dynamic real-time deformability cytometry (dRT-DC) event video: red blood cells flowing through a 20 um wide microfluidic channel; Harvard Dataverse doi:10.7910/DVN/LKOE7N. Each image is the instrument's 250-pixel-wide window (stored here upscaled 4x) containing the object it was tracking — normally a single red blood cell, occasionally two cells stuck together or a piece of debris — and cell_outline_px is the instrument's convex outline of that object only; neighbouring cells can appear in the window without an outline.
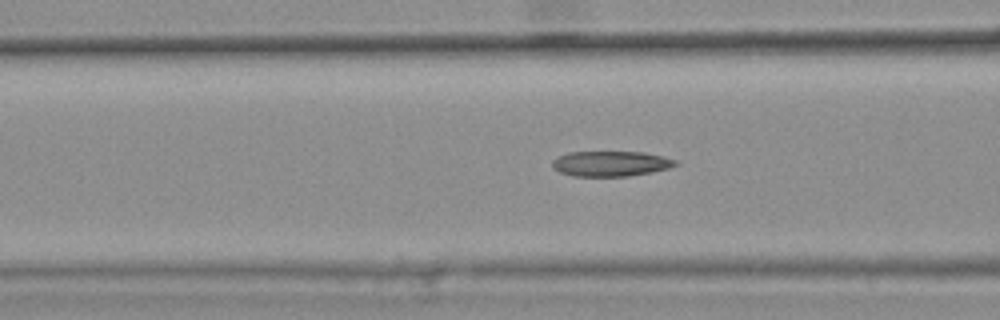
{"species": "common noctule bat (a hibernating species)", "species_latin": "Nyctalus noctula", "temperature_condition": "warm", "stored_images_in_passage": 47, "camera_frame_rate_fps": 3000, "um_per_image_px": 0.085, "animal": {"sex": "female", "body_mass_g": 25.1}, "frame": {"image": 1, "passage_image": 21, "time_ms": 6.667, "image_size_px": [1000, 320], "cell_outline_px": [[680, 164], [668, 168], [652, 172], [628, 176], [572, 176], [560, 172], [552, 168], [552, 160], [568, 152], [644, 152], [664, 156], [676, 160]], "centroid_in_image_um": [51.93, 13.91], "position_along_channel_um": 114.7, "area_um2": 18.21}, "authors_computed_cell_mechanics": {"area_um2": 18.7272, "velocity_mm_per_s": 3.8138, "shape_relaxation_time_tau1_ms": null, "shape_relaxation_time_tau2_ms": 2.635, "deformation_change_tau1": null, "deformation_change_tau2": 0.1156}}